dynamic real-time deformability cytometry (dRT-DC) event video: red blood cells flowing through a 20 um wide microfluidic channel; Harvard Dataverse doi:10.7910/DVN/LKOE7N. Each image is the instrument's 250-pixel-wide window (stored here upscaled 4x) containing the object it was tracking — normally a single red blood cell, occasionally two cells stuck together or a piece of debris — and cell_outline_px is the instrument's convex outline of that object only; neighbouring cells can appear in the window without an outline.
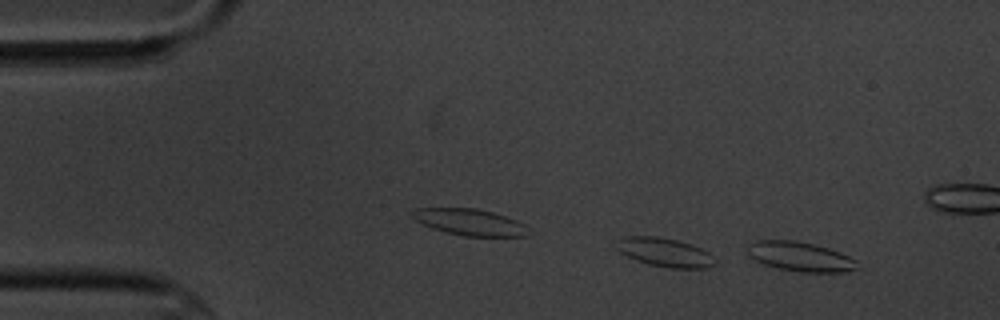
{"species": "common noctule bat (a hibernating species)", "species_latin": "Nyctalus noctula", "temperature_condition": "cold", "stored_images_in_passage": 5, "camera_frame_rate_fps": 3000, "um_per_image_px": 0.085, "animal": {"sex": "male", "body_mass_g": 20.1, "forearm_length_mm": 53.5}, "frame": {"image": 1, "passage_image": 1, "time_ms": 0.0, "image_size_px": [1000, 320], "cell_outline_px": [[856, 268], [848, 272], [800, 272], [780, 268], [764, 264], [748, 256], [744, 244], [756, 240], [796, 240], [828, 248], [840, 252], [856, 260]], "centroid_in_image_um": [67.94, 21.79], "position_along_channel_um": 17.1, "area_um2": 18.96}}